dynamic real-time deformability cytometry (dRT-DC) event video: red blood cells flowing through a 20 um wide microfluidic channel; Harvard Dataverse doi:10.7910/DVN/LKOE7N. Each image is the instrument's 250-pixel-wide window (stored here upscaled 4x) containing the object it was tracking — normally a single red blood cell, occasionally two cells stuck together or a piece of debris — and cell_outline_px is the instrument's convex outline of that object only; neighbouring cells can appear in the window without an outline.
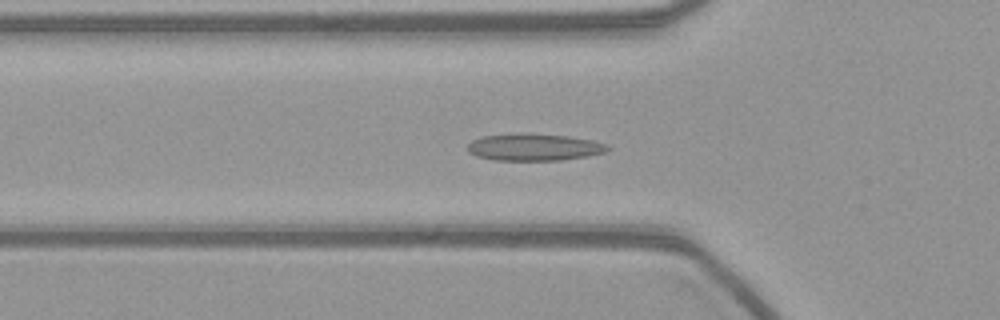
{"species": "common noctule bat (a hibernating species)", "species_latin": "Nyctalus noctula", "temperature_condition": "warm", "stored_images_in_passage": 43, "camera_frame_rate_fps": 3000, "um_per_image_px": 0.085, "animal": {"sex": "female", "body_mass_g": 21.9}, "frame": {"image": 1, "passage_image": 11, "time_ms": 3.333, "image_size_px": [1000, 320], "cell_outline_px": [[612, 148], [604, 152], [588, 156], [560, 160], [492, 160], [476, 156], [468, 152], [468, 144], [472, 140], [484, 136], [516, 132], [524, 132], [568, 136], [592, 140], [604, 144]], "centroid_in_image_um": [45.36, 12.5], "position_along_channel_um": 80.4, "area_um2": 22.25}}
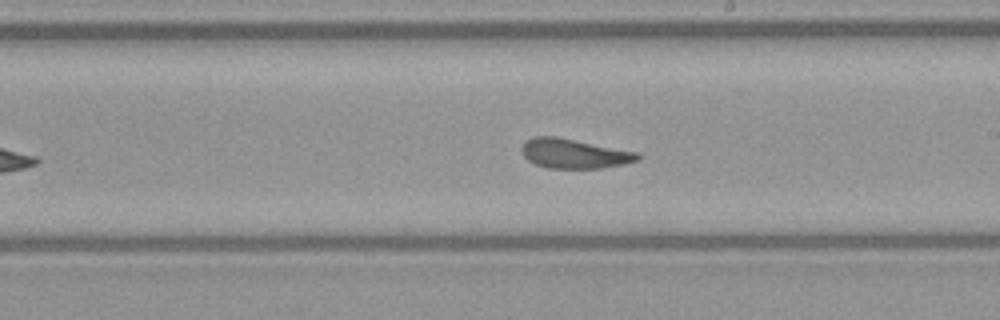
{"frame": {"image": 2, "passage_image": 24, "time_ms": 7.667, "image_size_px": [1000, 320], "cell_outline_px": [[640, 160], [624, 164], [604, 168], [548, 168], [536, 164], [528, 160], [524, 156], [520, 148], [524, 140], [532, 136], [556, 136], [640, 152]], "centroid_in_image_um": [48.81, 13.04], "position_along_channel_um": 240.2, "area_um2": 20.29}}
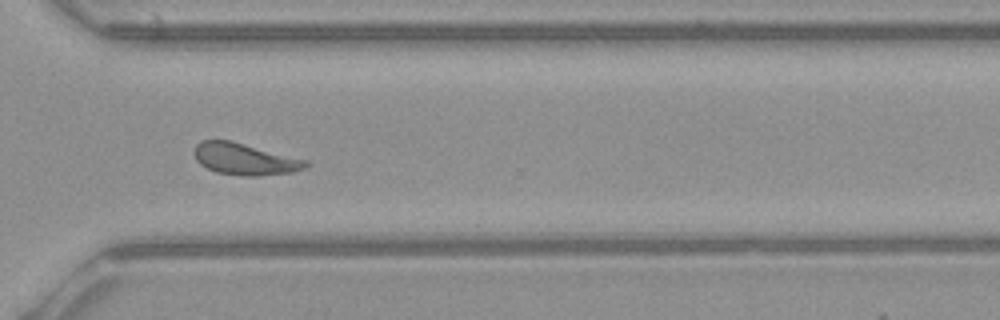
{"frame": {"image": 3, "passage_image": 33, "time_ms": 10.667, "image_size_px": [1000, 320], "cell_outline_px": [[308, 164], [304, 168], [292, 172], [256, 176], [244, 176], [216, 172], [200, 164], [196, 160], [192, 152], [196, 144], [200, 140], [232, 140], [308, 160]], "centroid_in_image_um": [20.77, 13.5], "position_along_channel_um": 349.8, "area_um2": 20.75}}